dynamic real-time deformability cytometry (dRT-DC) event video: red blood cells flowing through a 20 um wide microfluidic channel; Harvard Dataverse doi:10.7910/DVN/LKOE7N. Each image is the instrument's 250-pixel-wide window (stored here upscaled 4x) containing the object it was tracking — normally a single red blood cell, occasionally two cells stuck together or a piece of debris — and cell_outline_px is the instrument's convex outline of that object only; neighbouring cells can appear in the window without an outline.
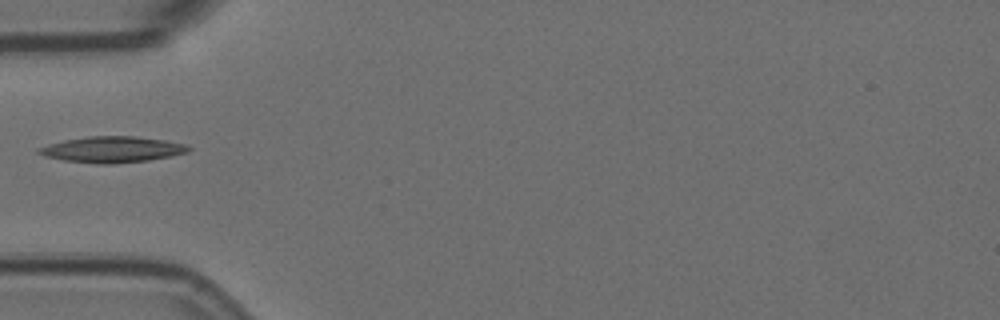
{"species": "Egyptian fruit bat (a non-hibernating species)", "species_latin": "Rousettus aegyptiacus", "temperature_condition": "room temperature", "stored_images_in_passage": 35, "camera_frame_rate_fps": 3000, "um_per_image_px": 0.085, "animal": {"sex": "female"}, "frame": {"image": 1, "passage_image": 1, "time_ms": 0.0, "image_size_px": [1000, 320], "cell_outline_px": [[192, 148], [188, 152], [148, 160], [112, 164], [100, 164], [64, 160], [44, 156], [36, 152], [36, 148], [48, 144], [64, 140], [88, 136], [136, 136], [164, 140], [188, 144]], "centroid_in_image_um": [9.52, 12.7], "position_along_channel_um": 75.5, "area_um2": 22.72}}
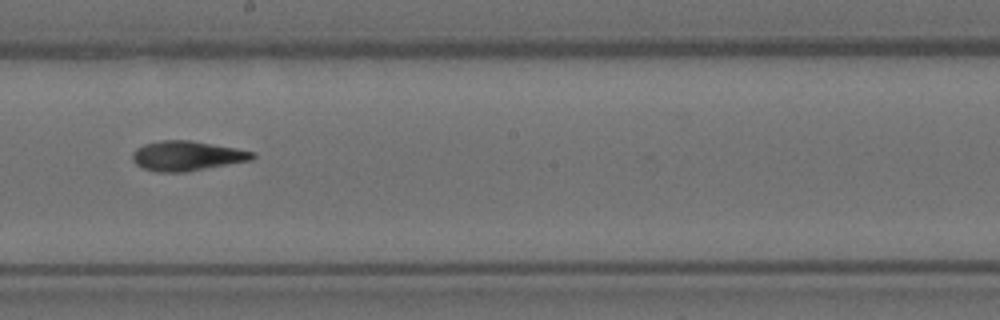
{"frame": {"image": 2, "passage_image": 14, "time_ms": 4.333, "image_size_px": [1000, 320], "cell_outline_px": [[256, 156], [252, 160], [188, 172], [156, 172], [144, 168], [136, 164], [132, 160], [132, 152], [136, 148], [144, 144], [160, 140], [188, 140], [236, 148], [256, 152]], "centroid_in_image_um": [15.89, 13.25], "position_along_channel_um": 232.3, "area_um2": 20.98}}
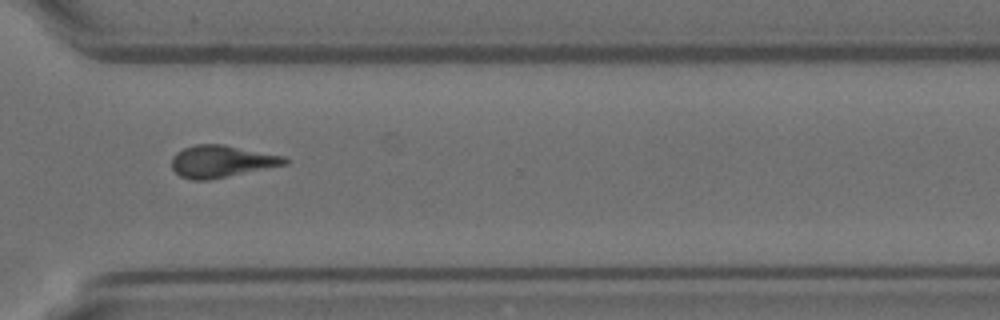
{"frame": {"image": 3, "passage_image": 24, "time_ms": 7.667, "image_size_px": [1000, 320], "cell_outline_px": [[292, 160], [288, 164], [208, 180], [192, 180], [180, 176], [172, 168], [172, 156], [176, 152], [184, 148], [196, 144], [224, 144], [284, 156]], "centroid_in_image_um": [18.85, 13.71], "position_along_channel_um": 351.8, "area_um2": 21.21}}